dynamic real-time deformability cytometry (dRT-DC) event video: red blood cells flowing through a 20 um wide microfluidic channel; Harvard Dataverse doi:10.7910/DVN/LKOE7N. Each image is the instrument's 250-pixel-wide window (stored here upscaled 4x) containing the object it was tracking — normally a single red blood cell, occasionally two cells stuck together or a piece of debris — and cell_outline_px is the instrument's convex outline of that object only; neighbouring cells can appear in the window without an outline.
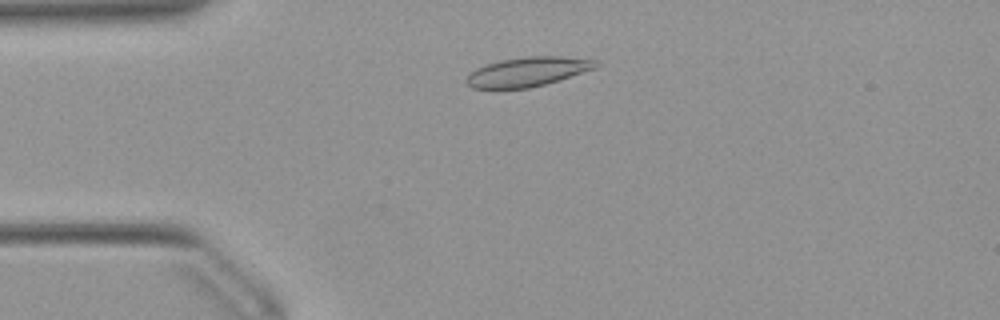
{"species": "Egyptian fruit bat (a non-hibernating species)", "species_latin": "Rousettus aegyptiacus", "temperature_condition": "warm", "stored_images_in_passage": 48, "camera_frame_rate_fps": 3000, "um_per_image_px": 0.085, "animal": {"sex": "female"}, "frame": {"image": 1, "passage_image": 8, "time_ms": 2.333, "image_size_px": [1000, 320], "cell_outline_px": [[600, 64], [596, 68], [560, 80], [528, 88], [472, 88], [464, 80], [476, 68], [500, 60], [528, 56], [564, 56], [596, 60]], "centroid_in_image_um": [44.89, 6.09], "position_along_channel_um": 40.1, "area_um2": 22.02}}
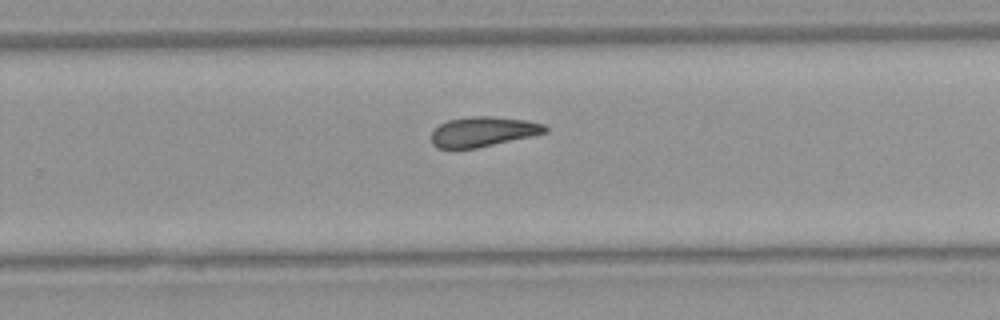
{"frame": {"image": 2, "passage_image": 29, "time_ms": 9.333, "image_size_px": [1000, 320], "cell_outline_px": [[548, 132], [532, 136], [476, 148], [436, 148], [432, 144], [432, 132], [440, 124], [448, 120], [468, 116], [492, 116], [528, 120], [544, 124], [548, 128]], "centroid_in_image_um": [41.08, 11.18], "position_along_channel_um": 288.7, "area_um2": 19.88}}
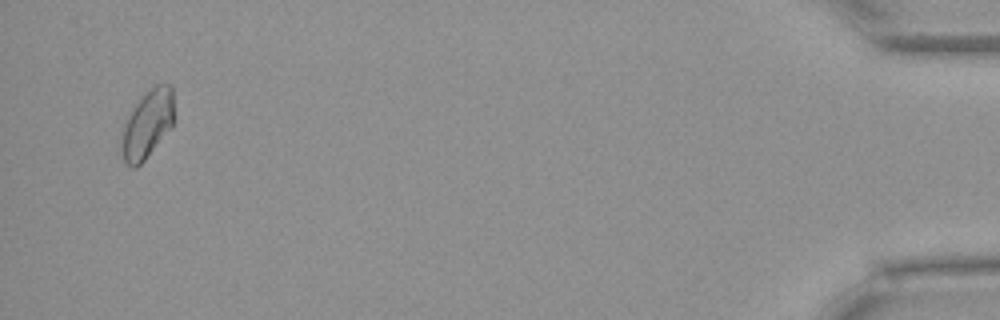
{"frame": {"image": 3, "passage_image": 46, "time_ms": 15.0, "image_size_px": [1000, 320], "cell_outline_px": [[172, 128], [144, 160], [136, 168], [132, 168], [124, 160], [120, 148], [124, 120], [144, 92], [156, 84], [172, 84]], "centroid_in_image_um": [12.5, 10.55], "position_along_channel_um": 422.7, "area_um2": 20.87}, "authors_computed_cell_mechanics": {"area_um2": 20.5479, "velocity_mm_per_s": 3.9064, "shape_relaxation_time_tau1_ms": null, "shape_relaxation_time_tau2_ms": 3.4701, "deformation_change_tau1": null, "deformation_change_tau2": 0.0887}}